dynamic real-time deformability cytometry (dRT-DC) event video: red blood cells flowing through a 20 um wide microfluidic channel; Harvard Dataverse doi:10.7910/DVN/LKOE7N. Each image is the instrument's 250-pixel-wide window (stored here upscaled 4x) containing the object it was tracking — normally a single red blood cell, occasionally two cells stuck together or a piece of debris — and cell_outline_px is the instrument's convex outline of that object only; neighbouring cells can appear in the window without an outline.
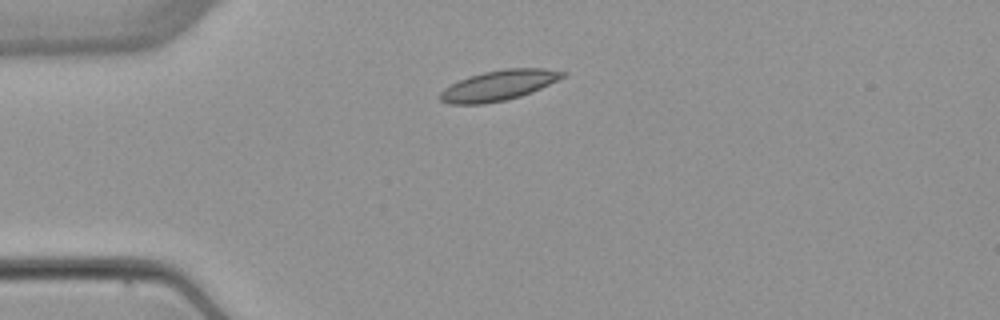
{"species": "common noctule bat (a hibernating species)", "species_latin": "Nyctalus noctula", "temperature_condition": "warm", "stored_images_in_passage": 2, "camera_frame_rate_fps": 3000, "um_per_image_px": 0.085, "animal": {"sex": "female", "body_mass_g": 22.7, "forearm_length_mm": 54.2}, "frame": {"image": 1, "passage_image": 1, "time_ms": 0.0, "image_size_px": [1000, 320], "cell_outline_px": [[568, 72], [564, 76], [532, 92], [520, 96], [504, 100], [484, 104], [448, 104], [440, 100], [440, 92], [444, 88], [468, 76], [484, 72], [504, 68], [544, 68]], "centroid_in_image_um": [42.37, 7.25], "position_along_channel_um": 42.6, "area_um2": 21.44}}